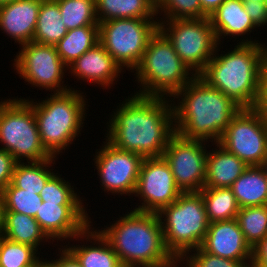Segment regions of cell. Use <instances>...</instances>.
<instances>
[{
	"instance_id": "obj_15",
	"label": "cell",
	"mask_w": 267,
	"mask_h": 267,
	"mask_svg": "<svg viewBox=\"0 0 267 267\" xmlns=\"http://www.w3.org/2000/svg\"><path fill=\"white\" fill-rule=\"evenodd\" d=\"M99 151L95 163L104 189L113 193H135L144 157L138 153L119 150L107 142Z\"/></svg>"
},
{
	"instance_id": "obj_32",
	"label": "cell",
	"mask_w": 267,
	"mask_h": 267,
	"mask_svg": "<svg viewBox=\"0 0 267 267\" xmlns=\"http://www.w3.org/2000/svg\"><path fill=\"white\" fill-rule=\"evenodd\" d=\"M37 249L12 242L0 236V267H37L42 263L36 257Z\"/></svg>"
},
{
	"instance_id": "obj_11",
	"label": "cell",
	"mask_w": 267,
	"mask_h": 267,
	"mask_svg": "<svg viewBox=\"0 0 267 267\" xmlns=\"http://www.w3.org/2000/svg\"><path fill=\"white\" fill-rule=\"evenodd\" d=\"M247 166H261L267 158V119L255 108H242L218 142Z\"/></svg>"
},
{
	"instance_id": "obj_41",
	"label": "cell",
	"mask_w": 267,
	"mask_h": 267,
	"mask_svg": "<svg viewBox=\"0 0 267 267\" xmlns=\"http://www.w3.org/2000/svg\"><path fill=\"white\" fill-rule=\"evenodd\" d=\"M63 254V255H62ZM62 254L59 259L50 262L53 267H82L76 257L68 250H62Z\"/></svg>"
},
{
	"instance_id": "obj_33",
	"label": "cell",
	"mask_w": 267,
	"mask_h": 267,
	"mask_svg": "<svg viewBox=\"0 0 267 267\" xmlns=\"http://www.w3.org/2000/svg\"><path fill=\"white\" fill-rule=\"evenodd\" d=\"M1 193L4 198V212H16L35 217L42 205L40 195L16 188L11 182Z\"/></svg>"
},
{
	"instance_id": "obj_20",
	"label": "cell",
	"mask_w": 267,
	"mask_h": 267,
	"mask_svg": "<svg viewBox=\"0 0 267 267\" xmlns=\"http://www.w3.org/2000/svg\"><path fill=\"white\" fill-rule=\"evenodd\" d=\"M216 144L219 150L207 152L204 188H230L248 166L219 143Z\"/></svg>"
},
{
	"instance_id": "obj_35",
	"label": "cell",
	"mask_w": 267,
	"mask_h": 267,
	"mask_svg": "<svg viewBox=\"0 0 267 267\" xmlns=\"http://www.w3.org/2000/svg\"><path fill=\"white\" fill-rule=\"evenodd\" d=\"M163 10L171 19L202 18L200 0H155V14Z\"/></svg>"
},
{
	"instance_id": "obj_28",
	"label": "cell",
	"mask_w": 267,
	"mask_h": 267,
	"mask_svg": "<svg viewBox=\"0 0 267 267\" xmlns=\"http://www.w3.org/2000/svg\"><path fill=\"white\" fill-rule=\"evenodd\" d=\"M200 193L209 223L236 218L240 207L230 188H203Z\"/></svg>"
},
{
	"instance_id": "obj_1",
	"label": "cell",
	"mask_w": 267,
	"mask_h": 267,
	"mask_svg": "<svg viewBox=\"0 0 267 267\" xmlns=\"http://www.w3.org/2000/svg\"><path fill=\"white\" fill-rule=\"evenodd\" d=\"M164 99L135 94L126 100L111 119L106 142L144 158L162 156L175 134L173 108Z\"/></svg>"
},
{
	"instance_id": "obj_29",
	"label": "cell",
	"mask_w": 267,
	"mask_h": 267,
	"mask_svg": "<svg viewBox=\"0 0 267 267\" xmlns=\"http://www.w3.org/2000/svg\"><path fill=\"white\" fill-rule=\"evenodd\" d=\"M53 158L43 160L40 162H28V165L17 162L11 183L16 187L26 191L35 192L40 195L47 181L54 175V173L47 168V165L52 163ZM30 163V164H29Z\"/></svg>"
},
{
	"instance_id": "obj_38",
	"label": "cell",
	"mask_w": 267,
	"mask_h": 267,
	"mask_svg": "<svg viewBox=\"0 0 267 267\" xmlns=\"http://www.w3.org/2000/svg\"><path fill=\"white\" fill-rule=\"evenodd\" d=\"M246 13L256 26L267 23V5L265 2H246L243 3Z\"/></svg>"
},
{
	"instance_id": "obj_48",
	"label": "cell",
	"mask_w": 267,
	"mask_h": 267,
	"mask_svg": "<svg viewBox=\"0 0 267 267\" xmlns=\"http://www.w3.org/2000/svg\"><path fill=\"white\" fill-rule=\"evenodd\" d=\"M46 267H53L51 264H50V262L48 261V262H46Z\"/></svg>"
},
{
	"instance_id": "obj_10",
	"label": "cell",
	"mask_w": 267,
	"mask_h": 267,
	"mask_svg": "<svg viewBox=\"0 0 267 267\" xmlns=\"http://www.w3.org/2000/svg\"><path fill=\"white\" fill-rule=\"evenodd\" d=\"M169 21V29L165 28L162 22L159 23V30L172 43L175 52L188 68L195 69L192 75H199L211 60L218 45L209 17Z\"/></svg>"
},
{
	"instance_id": "obj_30",
	"label": "cell",
	"mask_w": 267,
	"mask_h": 267,
	"mask_svg": "<svg viewBox=\"0 0 267 267\" xmlns=\"http://www.w3.org/2000/svg\"><path fill=\"white\" fill-rule=\"evenodd\" d=\"M62 21L68 30L82 26H99L95 0H56Z\"/></svg>"
},
{
	"instance_id": "obj_13",
	"label": "cell",
	"mask_w": 267,
	"mask_h": 267,
	"mask_svg": "<svg viewBox=\"0 0 267 267\" xmlns=\"http://www.w3.org/2000/svg\"><path fill=\"white\" fill-rule=\"evenodd\" d=\"M135 193L143 197L145 202L134 209L135 211L157 214L182 194L163 156L144 158Z\"/></svg>"
},
{
	"instance_id": "obj_45",
	"label": "cell",
	"mask_w": 267,
	"mask_h": 267,
	"mask_svg": "<svg viewBox=\"0 0 267 267\" xmlns=\"http://www.w3.org/2000/svg\"><path fill=\"white\" fill-rule=\"evenodd\" d=\"M15 0H0V6L5 5L6 3L13 2Z\"/></svg>"
},
{
	"instance_id": "obj_47",
	"label": "cell",
	"mask_w": 267,
	"mask_h": 267,
	"mask_svg": "<svg viewBox=\"0 0 267 267\" xmlns=\"http://www.w3.org/2000/svg\"><path fill=\"white\" fill-rule=\"evenodd\" d=\"M37 267H46V262H42L40 265H38Z\"/></svg>"
},
{
	"instance_id": "obj_46",
	"label": "cell",
	"mask_w": 267,
	"mask_h": 267,
	"mask_svg": "<svg viewBox=\"0 0 267 267\" xmlns=\"http://www.w3.org/2000/svg\"><path fill=\"white\" fill-rule=\"evenodd\" d=\"M242 3H246V2H250V1H252V2H257V1H259V2H265L266 0H240Z\"/></svg>"
},
{
	"instance_id": "obj_36",
	"label": "cell",
	"mask_w": 267,
	"mask_h": 267,
	"mask_svg": "<svg viewBox=\"0 0 267 267\" xmlns=\"http://www.w3.org/2000/svg\"><path fill=\"white\" fill-rule=\"evenodd\" d=\"M197 253L190 256L188 267H246L242 262L222 258L203 251L200 247L194 249Z\"/></svg>"
},
{
	"instance_id": "obj_24",
	"label": "cell",
	"mask_w": 267,
	"mask_h": 267,
	"mask_svg": "<svg viewBox=\"0 0 267 267\" xmlns=\"http://www.w3.org/2000/svg\"><path fill=\"white\" fill-rule=\"evenodd\" d=\"M56 0H42L32 42L56 45L68 32Z\"/></svg>"
},
{
	"instance_id": "obj_12",
	"label": "cell",
	"mask_w": 267,
	"mask_h": 267,
	"mask_svg": "<svg viewBox=\"0 0 267 267\" xmlns=\"http://www.w3.org/2000/svg\"><path fill=\"white\" fill-rule=\"evenodd\" d=\"M202 142L175 133L163 152L182 193L200 192L204 188L207 153Z\"/></svg>"
},
{
	"instance_id": "obj_3",
	"label": "cell",
	"mask_w": 267,
	"mask_h": 267,
	"mask_svg": "<svg viewBox=\"0 0 267 267\" xmlns=\"http://www.w3.org/2000/svg\"><path fill=\"white\" fill-rule=\"evenodd\" d=\"M124 267H171L176 262L165 247L162 219L157 213L132 211L99 231Z\"/></svg>"
},
{
	"instance_id": "obj_40",
	"label": "cell",
	"mask_w": 267,
	"mask_h": 267,
	"mask_svg": "<svg viewBox=\"0 0 267 267\" xmlns=\"http://www.w3.org/2000/svg\"><path fill=\"white\" fill-rule=\"evenodd\" d=\"M255 109L263 114L267 112V57L260 75V92Z\"/></svg>"
},
{
	"instance_id": "obj_26",
	"label": "cell",
	"mask_w": 267,
	"mask_h": 267,
	"mask_svg": "<svg viewBox=\"0 0 267 267\" xmlns=\"http://www.w3.org/2000/svg\"><path fill=\"white\" fill-rule=\"evenodd\" d=\"M90 228L84 230V235L88 238L96 239L101 242V247H69L67 248L79 261L82 267H124L109 244L108 240L100 232L88 231ZM88 234V235H87ZM91 234V235H90Z\"/></svg>"
},
{
	"instance_id": "obj_9",
	"label": "cell",
	"mask_w": 267,
	"mask_h": 267,
	"mask_svg": "<svg viewBox=\"0 0 267 267\" xmlns=\"http://www.w3.org/2000/svg\"><path fill=\"white\" fill-rule=\"evenodd\" d=\"M159 29L151 19H113L99 23V43L122 67L136 68L150 38Z\"/></svg>"
},
{
	"instance_id": "obj_23",
	"label": "cell",
	"mask_w": 267,
	"mask_h": 267,
	"mask_svg": "<svg viewBox=\"0 0 267 267\" xmlns=\"http://www.w3.org/2000/svg\"><path fill=\"white\" fill-rule=\"evenodd\" d=\"M95 6L98 23L126 18L154 19L155 15V0H95Z\"/></svg>"
},
{
	"instance_id": "obj_4",
	"label": "cell",
	"mask_w": 267,
	"mask_h": 267,
	"mask_svg": "<svg viewBox=\"0 0 267 267\" xmlns=\"http://www.w3.org/2000/svg\"><path fill=\"white\" fill-rule=\"evenodd\" d=\"M259 44L247 40L224 56H213L198 76L242 108H255L267 57V48Z\"/></svg>"
},
{
	"instance_id": "obj_7",
	"label": "cell",
	"mask_w": 267,
	"mask_h": 267,
	"mask_svg": "<svg viewBox=\"0 0 267 267\" xmlns=\"http://www.w3.org/2000/svg\"><path fill=\"white\" fill-rule=\"evenodd\" d=\"M162 214L166 216V223L162 222L164 244L176 262L201 246L209 221L200 192L182 193L158 213L160 218Z\"/></svg>"
},
{
	"instance_id": "obj_39",
	"label": "cell",
	"mask_w": 267,
	"mask_h": 267,
	"mask_svg": "<svg viewBox=\"0 0 267 267\" xmlns=\"http://www.w3.org/2000/svg\"><path fill=\"white\" fill-rule=\"evenodd\" d=\"M249 267H267V235L252 247Z\"/></svg>"
},
{
	"instance_id": "obj_43",
	"label": "cell",
	"mask_w": 267,
	"mask_h": 267,
	"mask_svg": "<svg viewBox=\"0 0 267 267\" xmlns=\"http://www.w3.org/2000/svg\"><path fill=\"white\" fill-rule=\"evenodd\" d=\"M3 218H4V198L2 193L0 192V236L3 228Z\"/></svg>"
},
{
	"instance_id": "obj_14",
	"label": "cell",
	"mask_w": 267,
	"mask_h": 267,
	"mask_svg": "<svg viewBox=\"0 0 267 267\" xmlns=\"http://www.w3.org/2000/svg\"><path fill=\"white\" fill-rule=\"evenodd\" d=\"M22 49L14 59L16 69L22 78L37 87L41 86L46 89L58 87L56 93L71 90L60 85L66 65L59 57L56 46L29 42L23 44Z\"/></svg>"
},
{
	"instance_id": "obj_18",
	"label": "cell",
	"mask_w": 267,
	"mask_h": 267,
	"mask_svg": "<svg viewBox=\"0 0 267 267\" xmlns=\"http://www.w3.org/2000/svg\"><path fill=\"white\" fill-rule=\"evenodd\" d=\"M42 0H15L0 6V28L19 44L32 42Z\"/></svg>"
},
{
	"instance_id": "obj_34",
	"label": "cell",
	"mask_w": 267,
	"mask_h": 267,
	"mask_svg": "<svg viewBox=\"0 0 267 267\" xmlns=\"http://www.w3.org/2000/svg\"><path fill=\"white\" fill-rule=\"evenodd\" d=\"M68 182L53 175L40 193L43 202L58 203V205H82L81 200L72 190ZM80 200V201H79Z\"/></svg>"
},
{
	"instance_id": "obj_42",
	"label": "cell",
	"mask_w": 267,
	"mask_h": 267,
	"mask_svg": "<svg viewBox=\"0 0 267 267\" xmlns=\"http://www.w3.org/2000/svg\"><path fill=\"white\" fill-rule=\"evenodd\" d=\"M226 0H200L202 18L210 17Z\"/></svg>"
},
{
	"instance_id": "obj_6",
	"label": "cell",
	"mask_w": 267,
	"mask_h": 267,
	"mask_svg": "<svg viewBox=\"0 0 267 267\" xmlns=\"http://www.w3.org/2000/svg\"><path fill=\"white\" fill-rule=\"evenodd\" d=\"M27 102L33 107L42 146L55 157L80 131L85 111L82 95L75 90L54 92L39 104Z\"/></svg>"
},
{
	"instance_id": "obj_19",
	"label": "cell",
	"mask_w": 267,
	"mask_h": 267,
	"mask_svg": "<svg viewBox=\"0 0 267 267\" xmlns=\"http://www.w3.org/2000/svg\"><path fill=\"white\" fill-rule=\"evenodd\" d=\"M70 70L79 78L109 86L121 72L122 68L112 56L98 43L83 53L70 65Z\"/></svg>"
},
{
	"instance_id": "obj_8",
	"label": "cell",
	"mask_w": 267,
	"mask_h": 267,
	"mask_svg": "<svg viewBox=\"0 0 267 267\" xmlns=\"http://www.w3.org/2000/svg\"><path fill=\"white\" fill-rule=\"evenodd\" d=\"M22 100V101H21ZM0 102V141L17 162L21 156L40 162L52 156L42 146L33 107L27 100Z\"/></svg>"
},
{
	"instance_id": "obj_21",
	"label": "cell",
	"mask_w": 267,
	"mask_h": 267,
	"mask_svg": "<svg viewBox=\"0 0 267 267\" xmlns=\"http://www.w3.org/2000/svg\"><path fill=\"white\" fill-rule=\"evenodd\" d=\"M215 31L217 41L224 34L242 35L251 32L256 25L246 13L244 4L240 0H226L209 17ZM222 34V35H221Z\"/></svg>"
},
{
	"instance_id": "obj_27",
	"label": "cell",
	"mask_w": 267,
	"mask_h": 267,
	"mask_svg": "<svg viewBox=\"0 0 267 267\" xmlns=\"http://www.w3.org/2000/svg\"><path fill=\"white\" fill-rule=\"evenodd\" d=\"M99 43V26H82L68 30L55 45L59 57L69 67L87 50Z\"/></svg>"
},
{
	"instance_id": "obj_37",
	"label": "cell",
	"mask_w": 267,
	"mask_h": 267,
	"mask_svg": "<svg viewBox=\"0 0 267 267\" xmlns=\"http://www.w3.org/2000/svg\"><path fill=\"white\" fill-rule=\"evenodd\" d=\"M17 161L6 150L0 149V192L11 182Z\"/></svg>"
},
{
	"instance_id": "obj_2",
	"label": "cell",
	"mask_w": 267,
	"mask_h": 267,
	"mask_svg": "<svg viewBox=\"0 0 267 267\" xmlns=\"http://www.w3.org/2000/svg\"><path fill=\"white\" fill-rule=\"evenodd\" d=\"M182 98L174 106L175 133L185 139L220 141L232 118L242 109L232 98L209 86L198 75L174 96Z\"/></svg>"
},
{
	"instance_id": "obj_25",
	"label": "cell",
	"mask_w": 267,
	"mask_h": 267,
	"mask_svg": "<svg viewBox=\"0 0 267 267\" xmlns=\"http://www.w3.org/2000/svg\"><path fill=\"white\" fill-rule=\"evenodd\" d=\"M1 235L12 242L26 244L35 249L42 238L49 239L34 217L16 212H4Z\"/></svg>"
},
{
	"instance_id": "obj_17",
	"label": "cell",
	"mask_w": 267,
	"mask_h": 267,
	"mask_svg": "<svg viewBox=\"0 0 267 267\" xmlns=\"http://www.w3.org/2000/svg\"><path fill=\"white\" fill-rule=\"evenodd\" d=\"M200 248L207 253L240 261L246 267L250 266L245 261L250 259L251 262L252 248L246 242L236 219L209 223Z\"/></svg>"
},
{
	"instance_id": "obj_16",
	"label": "cell",
	"mask_w": 267,
	"mask_h": 267,
	"mask_svg": "<svg viewBox=\"0 0 267 267\" xmlns=\"http://www.w3.org/2000/svg\"><path fill=\"white\" fill-rule=\"evenodd\" d=\"M83 205H58L42 201L34 217L41 229L51 239L78 238L84 236V230L90 227ZM86 214V215H85Z\"/></svg>"
},
{
	"instance_id": "obj_44",
	"label": "cell",
	"mask_w": 267,
	"mask_h": 267,
	"mask_svg": "<svg viewBox=\"0 0 267 267\" xmlns=\"http://www.w3.org/2000/svg\"><path fill=\"white\" fill-rule=\"evenodd\" d=\"M261 167L264 169V172L267 176V158L265 159V161L261 164Z\"/></svg>"
},
{
	"instance_id": "obj_22",
	"label": "cell",
	"mask_w": 267,
	"mask_h": 267,
	"mask_svg": "<svg viewBox=\"0 0 267 267\" xmlns=\"http://www.w3.org/2000/svg\"><path fill=\"white\" fill-rule=\"evenodd\" d=\"M230 189L240 208L267 205V176L261 166H248Z\"/></svg>"
},
{
	"instance_id": "obj_5",
	"label": "cell",
	"mask_w": 267,
	"mask_h": 267,
	"mask_svg": "<svg viewBox=\"0 0 267 267\" xmlns=\"http://www.w3.org/2000/svg\"><path fill=\"white\" fill-rule=\"evenodd\" d=\"M135 69L138 82H141L145 89L143 91L141 89L139 94L136 93L141 96L163 97L166 94L174 96L194 78L188 77L190 69L159 29L150 38L143 57Z\"/></svg>"
},
{
	"instance_id": "obj_31",
	"label": "cell",
	"mask_w": 267,
	"mask_h": 267,
	"mask_svg": "<svg viewBox=\"0 0 267 267\" xmlns=\"http://www.w3.org/2000/svg\"><path fill=\"white\" fill-rule=\"evenodd\" d=\"M235 219L251 248L267 235V205L241 207Z\"/></svg>"
}]
</instances>
